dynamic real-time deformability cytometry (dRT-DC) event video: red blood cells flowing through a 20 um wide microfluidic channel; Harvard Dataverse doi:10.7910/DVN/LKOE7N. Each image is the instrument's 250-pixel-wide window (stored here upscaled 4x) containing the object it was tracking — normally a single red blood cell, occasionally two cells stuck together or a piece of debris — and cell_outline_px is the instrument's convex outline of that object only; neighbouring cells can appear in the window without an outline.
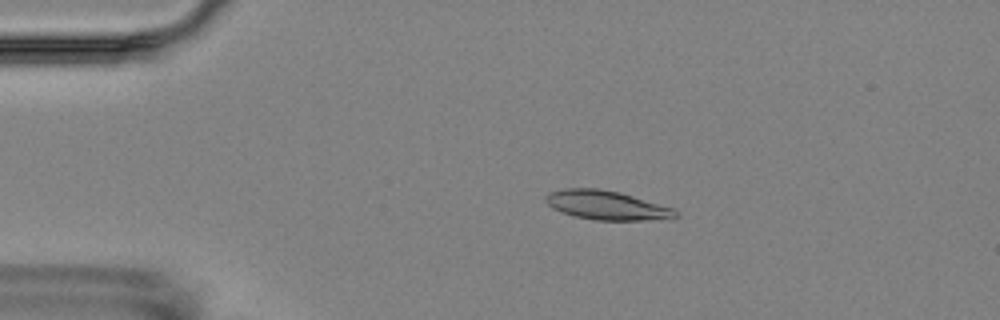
{"species": "Egyptian fruit bat (a non-hibernating species)", "species_latin": "Rousettus aegyptiacus", "temperature_condition": "room temperature", "stored_images_in_passage": 2, "camera_frame_rate_fps": 3000, "um_per_image_px": 0.085, "animal": {"sex": "female"}, "frame": {"image": 1, "passage_image": 1, "time_ms": 0.0, "image_size_px": [1000, 320], "cell_outline_px": [[680, 216], [668, 220], [596, 220], [576, 216], [560, 212], [552, 208], [544, 200], [544, 196], [548, 192], [564, 188], [600, 188], [620, 192], [672, 208], [680, 212]], "centroid_in_image_um": [51.58, 17.45], "position_along_channel_um": 33.4, "area_um2": 22.31}}